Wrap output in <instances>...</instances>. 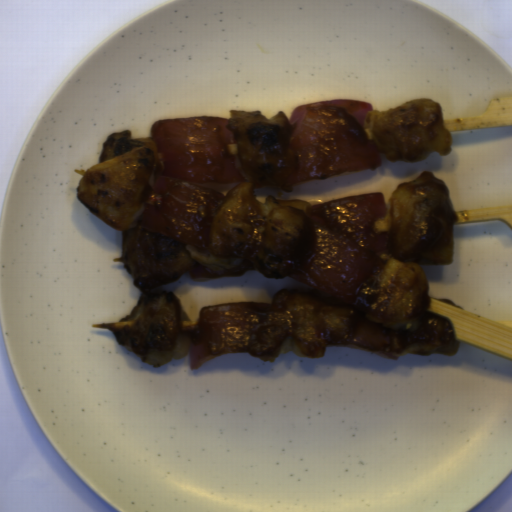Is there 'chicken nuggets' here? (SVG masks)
<instances>
[{
    "label": "chicken nuggets",
    "mask_w": 512,
    "mask_h": 512,
    "mask_svg": "<svg viewBox=\"0 0 512 512\" xmlns=\"http://www.w3.org/2000/svg\"><path fill=\"white\" fill-rule=\"evenodd\" d=\"M385 215L373 229L389 233L388 248L378 253L382 266L352 302L313 287L282 288L249 341V352L274 362L292 352L319 359L331 345H349L360 318L389 328L392 356H453L458 349L452 320L430 312L424 266L453 262L456 211L450 190L435 172L423 171L392 193Z\"/></svg>",
    "instance_id": "2"
},
{
    "label": "chicken nuggets",
    "mask_w": 512,
    "mask_h": 512,
    "mask_svg": "<svg viewBox=\"0 0 512 512\" xmlns=\"http://www.w3.org/2000/svg\"><path fill=\"white\" fill-rule=\"evenodd\" d=\"M227 129L238 153L234 166L245 179L228 190L200 249L140 225L156 184L165 172L152 138L129 129L104 138L98 163L84 171L77 201L121 232L123 269L141 291L128 315L113 325L118 344L156 369L189 356L198 333L172 291L160 286L189 273L197 263L214 271L253 264L265 278L284 279L301 264L311 233L308 200L260 202L257 188L281 189L295 168L292 123L284 111L267 118L261 110L230 109Z\"/></svg>",
    "instance_id": "1"
},
{
    "label": "chicken nuggets",
    "mask_w": 512,
    "mask_h": 512,
    "mask_svg": "<svg viewBox=\"0 0 512 512\" xmlns=\"http://www.w3.org/2000/svg\"><path fill=\"white\" fill-rule=\"evenodd\" d=\"M366 138L392 162L419 163L432 153L446 156L452 137L440 102L415 98L384 111L371 110L364 121Z\"/></svg>",
    "instance_id": "3"
}]
</instances>
